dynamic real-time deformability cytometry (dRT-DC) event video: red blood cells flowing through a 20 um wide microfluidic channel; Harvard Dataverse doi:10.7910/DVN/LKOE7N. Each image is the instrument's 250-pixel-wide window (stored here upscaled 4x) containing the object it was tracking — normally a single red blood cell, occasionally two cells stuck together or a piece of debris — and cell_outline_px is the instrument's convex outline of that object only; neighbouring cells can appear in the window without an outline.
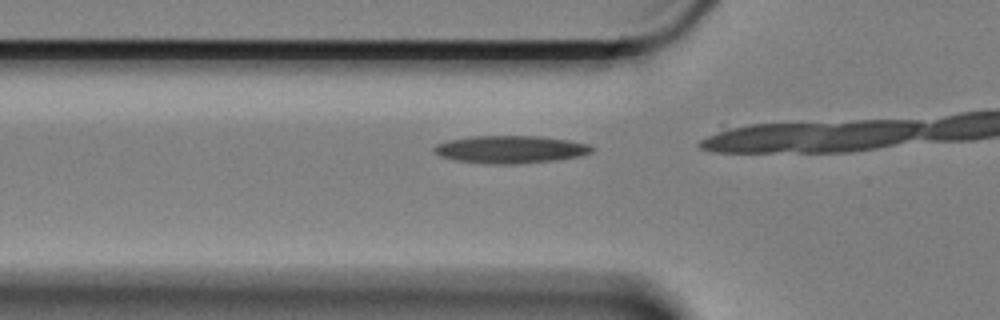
{"species": "Egyptian fruit bat (a non-hibernating species)", "species_latin": "Rousettus aegyptiacus", "temperature_condition": "cold", "stored_images_in_passage": 27, "camera_frame_rate_fps": 3000, "um_per_image_px": 0.085, "animal": {"sex": "female"}, "frame": {"image": 1, "passage_image": 15, "time_ms": 4.667, "image_size_px": [1000, 320], "cell_outline_px": [[596, 148], [592, 152], [580, 156], [556, 160], [516, 164], [492, 164], [456, 160], [440, 156], [432, 152], [432, 148], [436, 144], [448, 140], [472, 136], [540, 136], [568, 140], [588, 144]], "centroid_in_image_um": [43.38, 12.7], "position_along_channel_um": 82.4, "area_um2": 25.49}}